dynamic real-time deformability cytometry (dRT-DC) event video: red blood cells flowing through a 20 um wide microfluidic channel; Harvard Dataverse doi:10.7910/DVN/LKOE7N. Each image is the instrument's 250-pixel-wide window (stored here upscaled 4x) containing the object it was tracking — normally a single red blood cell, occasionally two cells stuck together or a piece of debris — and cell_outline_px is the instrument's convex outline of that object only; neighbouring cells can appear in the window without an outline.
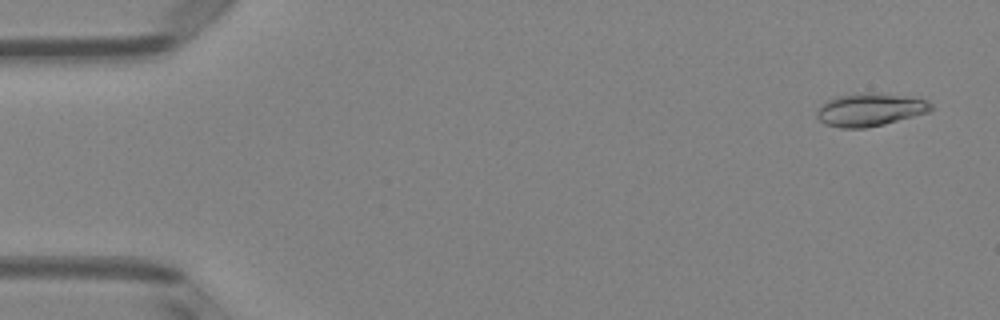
{"species": "Egyptian fruit bat (a non-hibernating species)", "species_latin": "Rousettus aegyptiacus", "temperature_condition": "room temperature", "stored_images_in_passage": 50, "camera_frame_rate_fps": 3000, "um_per_image_px": 0.085, "animal": {"sex": "female"}, "frame": {"image": 1, "passage_image": 3, "time_ms": 0.667, "image_size_px": [1000, 320], "cell_outline_px": [[932, 108], [928, 112], [884, 124], [864, 128], [840, 128], [824, 124], [816, 116], [816, 112], [820, 104], [824, 100], [836, 96], [856, 92], [880, 92], [928, 100], [932, 104]], "centroid_in_image_um": [73.89, 9.3], "position_along_channel_um": 11.1, "area_um2": 22.25}}
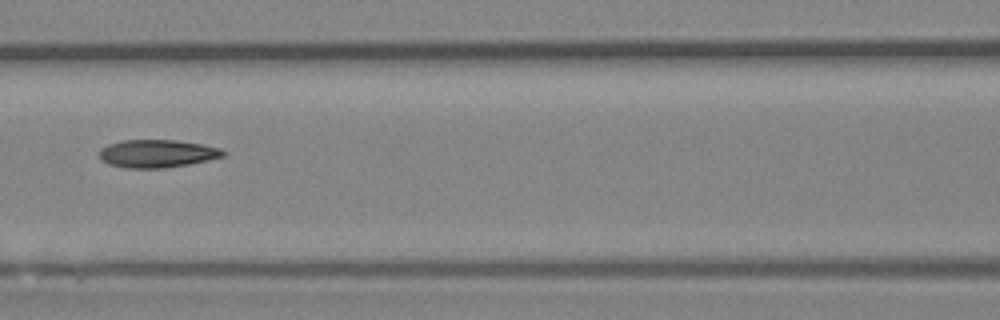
{"frame": {"image": 2, "passage_image": 23, "time_ms": 7.333, "image_size_px": [1000, 320], "cell_outline_px": [[224, 156], [208, 160], [188, 164], [164, 168], [124, 168], [108, 164], [100, 160], [100, 148], [108, 144], [120, 140], [176, 140], [204, 144], [220, 148], [224, 152]], "centroid_in_image_um": [13.32, 13.05], "position_along_channel_um": 153.3, "area_um2": 20.23}}
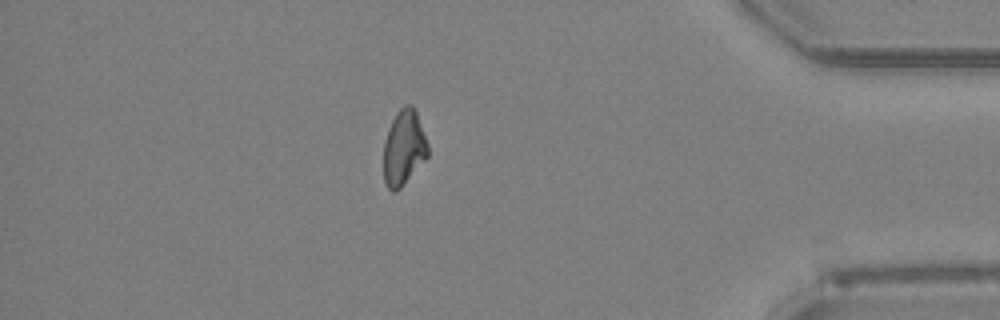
{"frame": {"image": 3, "passage_image": 44, "time_ms": 14.333, "image_size_px": [1000, 320], "cell_outline_px": [[428, 156], [400, 188], [396, 192], [392, 192], [388, 188], [384, 180], [384, 140], [388, 128], [396, 112], [404, 104], [412, 104], [416, 112], [428, 144]], "centroid_in_image_um": [34.31, 12.54], "position_along_channel_um": 400.9, "area_um2": 19.36}, "authors_computed_cell_mechanics": {"area_um2": 19.941, "velocity_mm_per_s": 4.0841, "shape_relaxation_time_tau1_ms": 4.619, "shape_relaxation_time_tau2_ms": 2.1059, "deformation_change_tau1": 0.1498, "deformation_change_tau2": 0.086}}